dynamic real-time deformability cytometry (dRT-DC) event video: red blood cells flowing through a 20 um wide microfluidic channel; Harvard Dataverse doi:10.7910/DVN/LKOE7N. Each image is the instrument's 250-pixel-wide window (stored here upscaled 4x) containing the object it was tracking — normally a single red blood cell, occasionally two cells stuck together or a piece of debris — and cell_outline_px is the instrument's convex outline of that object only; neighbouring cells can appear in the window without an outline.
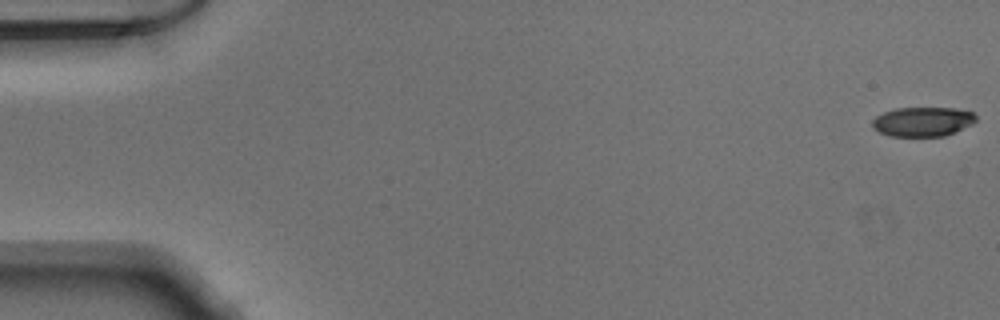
{"species": "Egyptian fruit bat (a non-hibernating species)", "species_latin": "Rousettus aegyptiacus", "temperature_condition": "warm", "stored_images_in_passage": 51, "camera_frame_rate_fps": 3000, "um_per_image_px": 0.085, "animal": {"sex": "male"}, "frame": {"image": 1, "passage_image": 1, "time_ms": 0.0, "image_size_px": [1000, 320], "cell_outline_px": [[976, 120], [972, 124], [944, 136], [888, 136], [872, 128], [872, 120], [876, 116], [884, 112], [896, 108], [952, 108], [972, 112], [976, 116]], "centroid_in_image_um": [78.4, 10.34], "position_along_channel_um": 6.6, "area_um2": 17.69}}
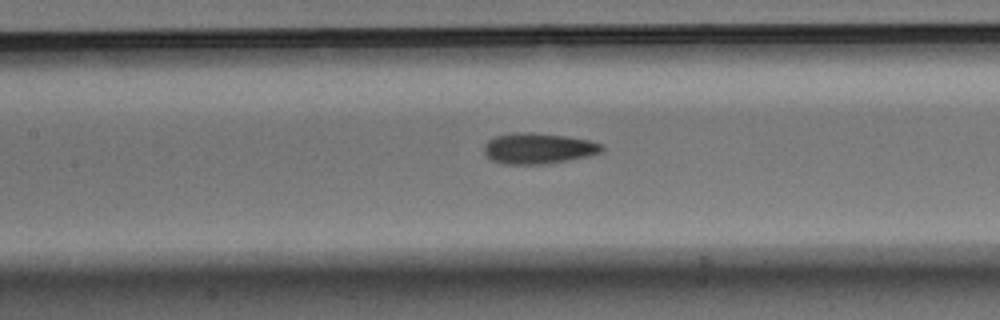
{"frame": {"image": 2, "passage_image": 24, "time_ms": 7.667, "image_size_px": [1000, 320], "cell_outline_px": [[604, 152], [592, 156], [544, 164], [500, 164], [492, 160], [484, 152], [484, 144], [488, 140], [496, 136], [512, 132], [532, 132], [564, 136], [588, 140], [604, 144]], "centroid_in_image_um": [45.78, 12.61], "position_along_channel_um": 161.6, "area_um2": 21.39}}
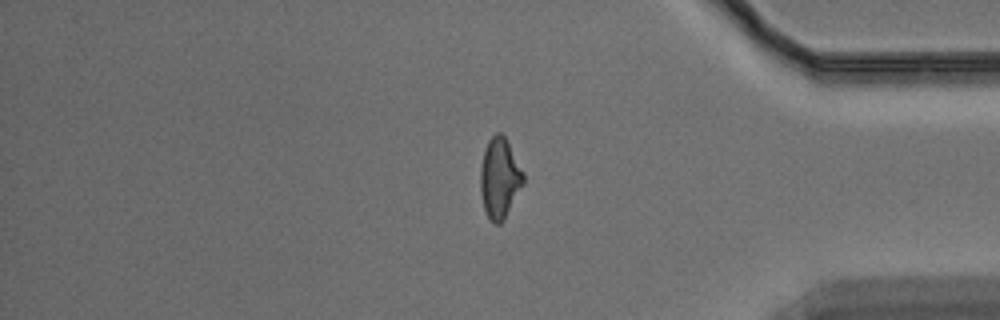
{"frame": {"image": 3, "passage_image": 43, "time_ms": 14.0, "image_size_px": [1000, 320], "cell_outline_px": [[524, 184], [504, 220], [500, 224], [492, 224], [484, 208], [480, 192], [480, 168], [484, 148], [488, 140], [496, 132], [500, 132], [508, 140], [524, 172]], "centroid_in_image_um": [42.48, 15.13], "position_along_channel_um": 392.7, "area_um2": 20.52}}